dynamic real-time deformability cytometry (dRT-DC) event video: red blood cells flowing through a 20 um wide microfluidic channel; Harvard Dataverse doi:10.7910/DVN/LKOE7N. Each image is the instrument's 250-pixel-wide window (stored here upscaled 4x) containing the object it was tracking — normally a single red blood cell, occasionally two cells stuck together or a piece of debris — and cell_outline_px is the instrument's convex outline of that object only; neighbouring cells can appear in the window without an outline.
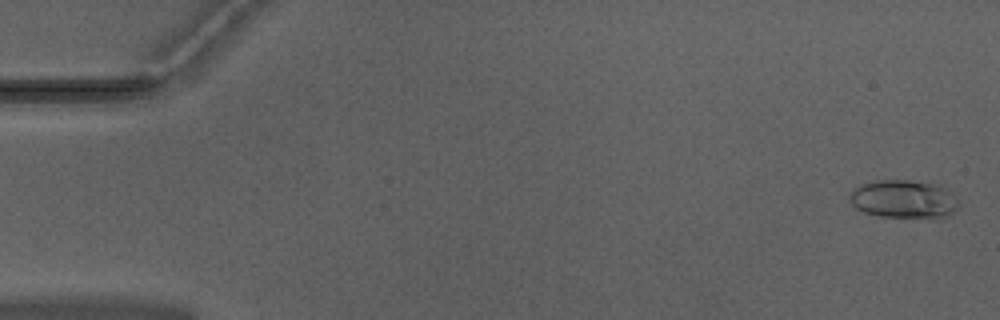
{"species": "Egyptian fruit bat (a non-hibernating species)", "species_latin": "Rousettus aegyptiacus", "temperature_condition": "warm", "stored_images_in_passage": 52, "camera_frame_rate_fps": 3000, "um_per_image_px": 0.085, "animal": {"sex": "male"}, "frame": {"image": 1, "passage_image": 2, "time_ms": 0.333, "image_size_px": [1000, 320], "cell_outline_px": [[956, 208], [948, 216], [880, 216], [864, 212], [856, 208], [852, 204], [848, 196], [856, 188], [864, 184], [880, 180], [908, 180], [932, 184], [944, 188], [956, 196]], "centroid_in_image_um": [76.77, 16.91], "position_along_channel_um": 8.2, "area_um2": 23.35}}
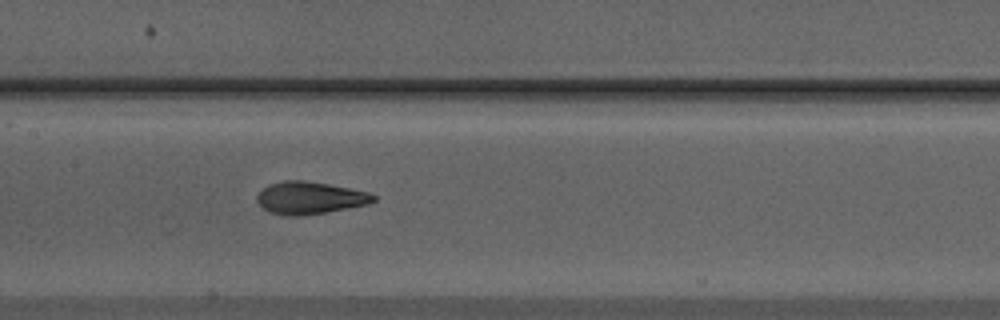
{"frame": {"image": 2, "passage_image": 26, "time_ms": 8.333, "image_size_px": [1000, 320], "cell_outline_px": [[376, 200], [368, 204], [328, 212], [296, 216], [288, 216], [268, 212], [256, 200], [256, 196], [268, 184], [284, 180], [304, 180], [328, 184], [368, 192], [376, 196]], "centroid_in_image_um": [26.32, 16.82], "position_along_channel_um": 181.1, "area_um2": 21.91}}
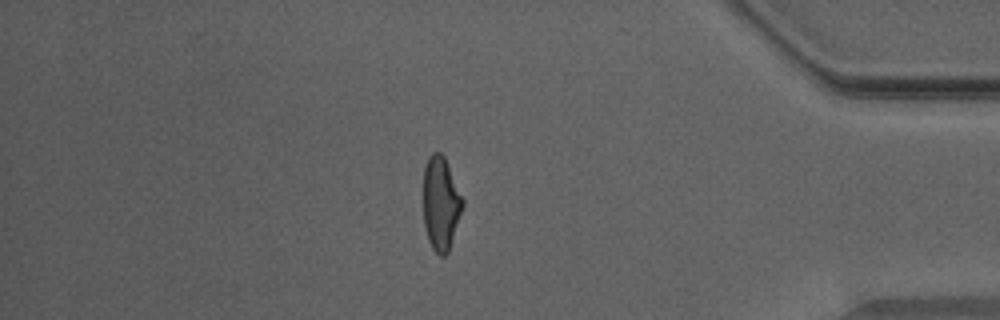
{"frame": {"image": 3, "passage_image": 45, "time_ms": 14.667, "image_size_px": [1000, 320], "cell_outline_px": [[464, 204], [448, 252], [444, 256], [440, 256], [432, 248], [428, 240], [424, 224], [424, 168], [428, 156], [432, 152], [440, 152], [444, 156], [464, 200]], "centroid_in_image_um": [37.47, 17.28], "position_along_channel_um": 397.7, "area_um2": 21.33}, "authors_computed_cell_mechanics": {"area_um2": 21.8773, "velocity_mm_per_s": 3.988, "shape_relaxation_time_tau1_ms": 5.8191, "shape_relaxation_time_tau2_ms": 1.3443, "deformation_change_tau1": 0.2283, "deformation_change_tau2": 0.0821}}